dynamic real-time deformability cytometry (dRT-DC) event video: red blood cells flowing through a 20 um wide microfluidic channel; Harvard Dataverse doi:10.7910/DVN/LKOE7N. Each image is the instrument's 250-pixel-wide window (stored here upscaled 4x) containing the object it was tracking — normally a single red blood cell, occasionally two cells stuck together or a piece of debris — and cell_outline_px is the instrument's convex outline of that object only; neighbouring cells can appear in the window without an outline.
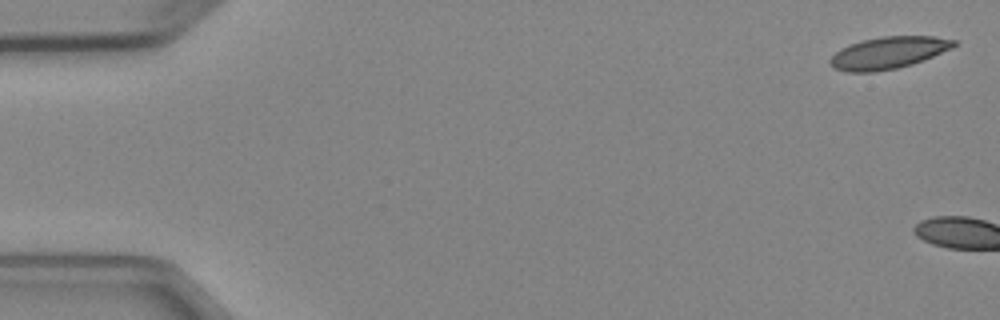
{"species": "Egyptian fruit bat (a non-hibernating species)", "species_latin": "Rousettus aegyptiacus", "temperature_condition": "cold", "stored_images_in_passage": 2, "camera_frame_rate_fps": 3000, "um_per_image_px": 0.085, "animal": {"sex": "female"}, "frame": {"image": 1, "passage_image": 1, "time_ms": 0.0, "image_size_px": [1000, 320], "cell_outline_px": [[956, 44], [952, 48], [924, 60], [912, 64], [896, 68], [876, 72], [848, 72], [832, 68], [828, 64], [828, 60], [840, 48], [860, 40], [880, 36], [932, 36], [956, 40]], "centroid_in_image_um": [75.46, 4.49], "position_along_channel_um": 9.5, "area_um2": 23.29}}